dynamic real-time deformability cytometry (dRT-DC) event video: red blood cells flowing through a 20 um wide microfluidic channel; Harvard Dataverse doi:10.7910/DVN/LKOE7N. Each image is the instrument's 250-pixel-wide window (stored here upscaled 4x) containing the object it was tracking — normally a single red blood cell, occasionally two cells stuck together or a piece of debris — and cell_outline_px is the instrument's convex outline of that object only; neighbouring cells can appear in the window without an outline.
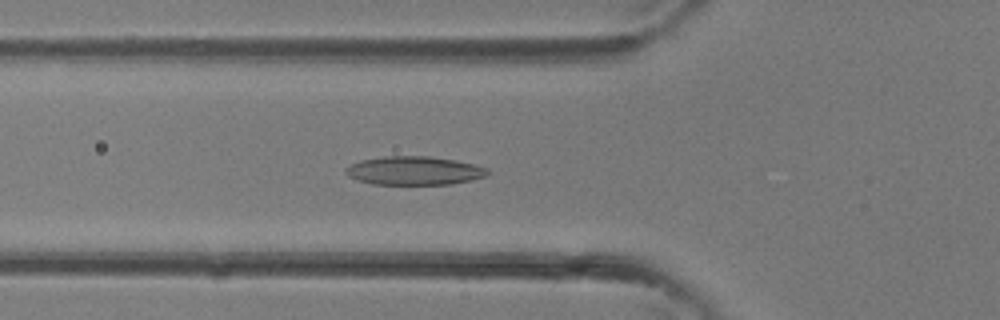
{"species": "common noctule bat (a hibernating species)", "species_latin": "Nyctalus noctula", "temperature_condition": "room temperature", "stored_images_in_passage": 36, "camera_frame_rate_fps": 3000, "um_per_image_px": 0.085, "animal": {"sex": "female"}, "frame": {"image": 1, "passage_image": 12, "time_ms": 3.667, "image_size_px": [1000, 320], "cell_outline_px": [[488, 176], [472, 180], [452, 184], [372, 184], [348, 176], [344, 172], [344, 168], [360, 160], [384, 156], [428, 156], [456, 160], [488, 168]], "centroid_in_image_um": [35.21, 14.5], "position_along_channel_um": 90.6, "area_um2": 23.64}}
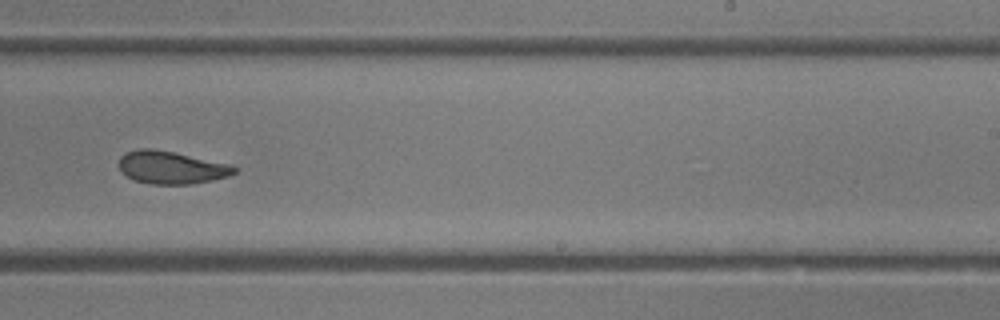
{"frame": {"image": 2, "passage_image": 22, "time_ms": 7.0, "image_size_px": [1000, 320], "cell_outline_px": [[236, 172], [228, 176], [212, 180], [192, 184], [152, 184], [136, 180], [120, 172], [120, 156], [124, 152], [136, 148], [152, 148], [232, 164], [236, 168]], "centroid_in_image_um": [14.55, 14.22], "position_along_channel_um": 274.5, "area_um2": 21.96}}
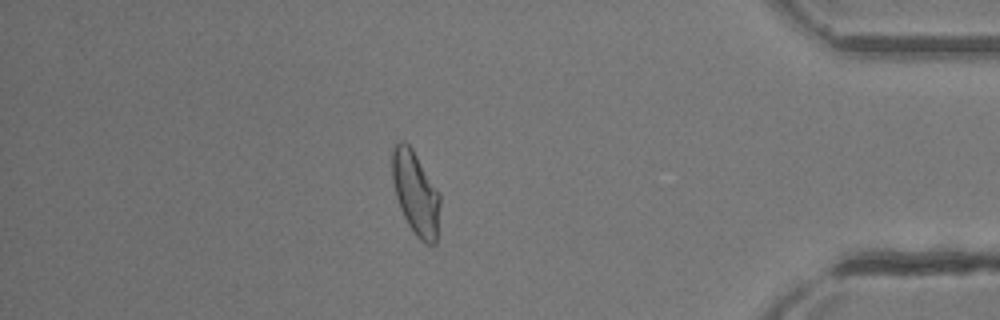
{"frame": {"image": 3, "passage_image": 31, "time_ms": 10.0, "image_size_px": [1000, 320], "cell_outline_px": [[440, 204], [436, 244], [424, 244], [412, 232], [400, 208], [396, 196], [392, 180], [392, 144], [400, 140], [404, 140], [412, 148], [440, 192]], "centroid_in_image_um": [35.32, 16.4], "position_along_channel_um": 399.9, "area_um2": 23.64}}